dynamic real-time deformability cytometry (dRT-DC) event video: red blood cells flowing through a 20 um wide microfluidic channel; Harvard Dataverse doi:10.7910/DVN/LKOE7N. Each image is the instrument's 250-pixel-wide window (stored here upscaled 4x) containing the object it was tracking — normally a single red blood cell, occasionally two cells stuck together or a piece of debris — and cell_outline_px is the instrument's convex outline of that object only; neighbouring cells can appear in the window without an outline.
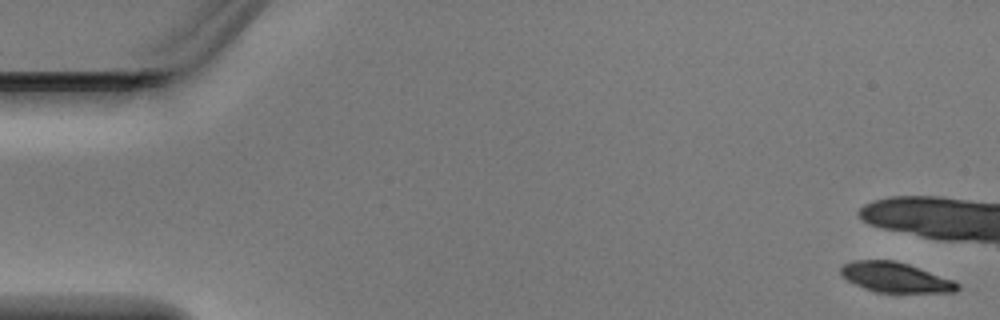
{"species": "Egyptian fruit bat (a non-hibernating species)", "species_latin": "Rousettus aegyptiacus", "temperature_condition": "warm", "stored_images_in_passage": 6, "camera_frame_rate_fps": 3000, "um_per_image_px": 0.085, "animal": {"sex": "male"}, "frame": {"image": 1, "passage_image": 1, "time_ms": 0.0, "image_size_px": [1000, 320], "cell_outline_px": [[960, 288], [956, 292], [876, 292], [864, 288], [840, 276], [840, 268], [844, 264], [852, 260], [896, 260], [908, 264], [952, 280], [960, 284]], "centroid_in_image_um": [76.08, 23.57], "position_along_channel_um": 8.9, "area_um2": 20.23}}
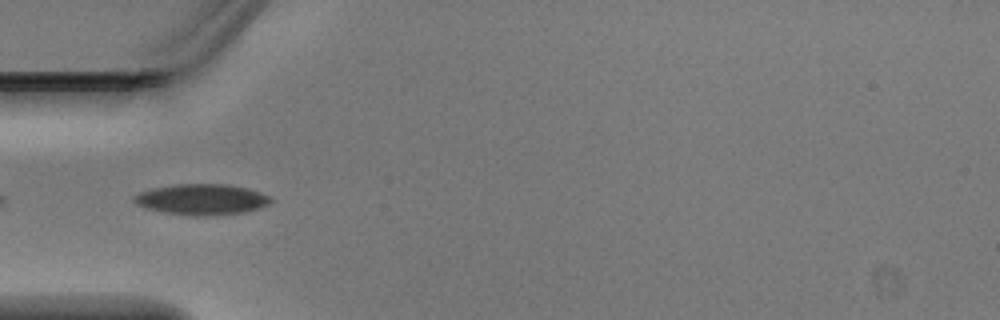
{"frame": {"image": 2, "passage_image": 6, "time_ms": 1.667, "image_size_px": [1000, 320], "cell_outline_px": [[272, 200], [268, 204], [260, 208], [244, 212], [212, 216], [196, 216], [164, 212], [144, 208], [136, 204], [132, 200], [132, 196], [140, 192], [152, 188], [176, 184], [224, 184], [248, 188], [260, 192], [268, 196]], "centroid_in_image_um": [17.11, 16.95], "position_along_channel_um": 67.9, "area_um2": 24.62}}